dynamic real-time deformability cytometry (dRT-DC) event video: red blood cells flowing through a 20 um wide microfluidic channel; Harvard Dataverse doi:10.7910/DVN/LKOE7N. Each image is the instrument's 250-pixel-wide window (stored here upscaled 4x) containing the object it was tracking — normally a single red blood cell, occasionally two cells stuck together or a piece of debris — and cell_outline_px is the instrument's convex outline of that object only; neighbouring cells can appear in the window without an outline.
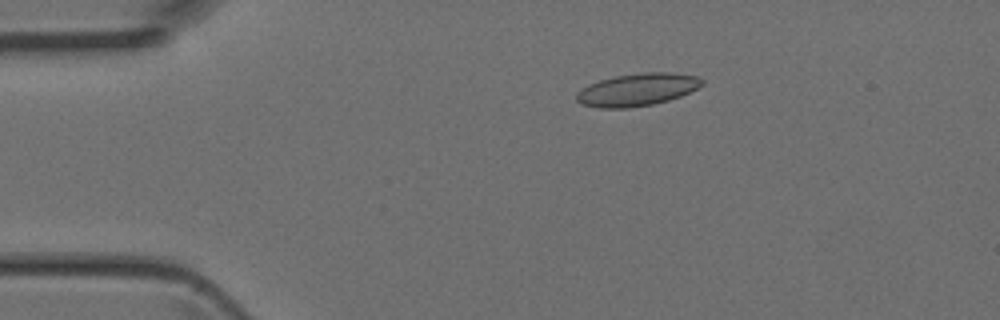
{"species": "Egyptian fruit bat (a non-hibernating species)", "species_latin": "Rousettus aegyptiacus", "temperature_condition": "room temperature", "stored_images_in_passage": 5, "camera_frame_rate_fps": 3000, "um_per_image_px": 0.085, "animal": {"sex": "female"}, "frame": {"image": 1, "passage_image": 3, "time_ms": 0.667, "image_size_px": [1000, 320], "cell_outline_px": [[704, 84], [680, 96], [668, 100], [652, 104], [628, 108], [600, 108], [580, 104], [576, 100], [576, 92], [588, 84], [600, 80], [616, 76], [644, 72], [668, 72], [696, 76], [704, 80]], "centroid_in_image_um": [54.13, 7.62], "position_along_channel_um": 30.9, "area_um2": 23.7}}